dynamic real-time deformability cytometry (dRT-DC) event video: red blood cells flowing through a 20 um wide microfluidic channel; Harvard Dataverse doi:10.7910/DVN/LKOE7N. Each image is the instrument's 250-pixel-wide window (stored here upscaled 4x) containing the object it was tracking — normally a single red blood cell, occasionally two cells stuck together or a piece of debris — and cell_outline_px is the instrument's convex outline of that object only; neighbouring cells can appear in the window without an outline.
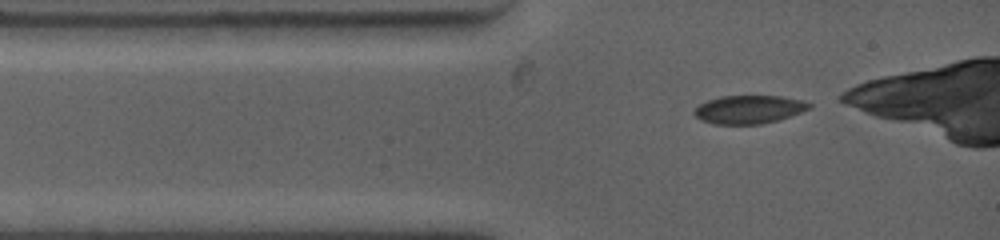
{"species": "common noctule bat (a hibernating species)", "species_latin": "Nyctalus noctula", "temperature_condition": "warm", "stored_images_in_passage": 45, "camera_frame_rate_fps": 4500, "um_per_image_px": 0.085, "animal": {"sex": "female", "body_mass_g": 19.0, "forearm_length_mm": 53.3}, "frame": {"image": 1, "passage_image": 1, "time_ms": 0.0, "image_size_px": [1000, 240], "cell_outline_px": [[812, 108], [792, 116], [760, 124], [716, 124], [700, 120], [692, 112], [700, 104], [708, 100], [720, 96], [784, 96], [804, 100], [812, 104]], "centroid_in_image_um": [63.7, 9.29], "position_along_channel_um": 21.3, "area_um2": 19.07}}
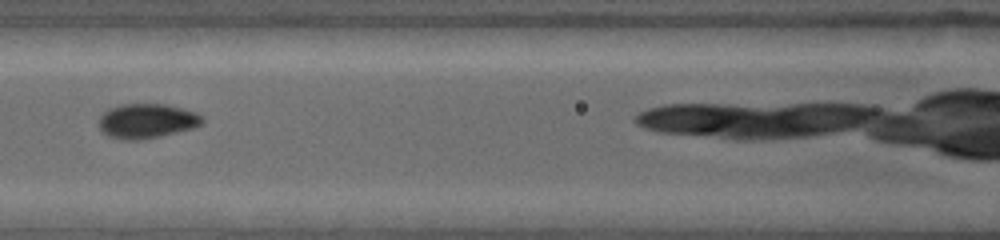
{"frame": {"image": 2, "passage_image": 16, "time_ms": 3.778, "image_size_px": [1000, 240], "cell_outline_px": [[204, 120], [200, 124], [192, 128], [160, 136], [140, 140], [124, 140], [108, 136], [100, 128], [100, 116], [108, 108], [120, 104], [164, 104], [184, 108], [196, 112], [204, 116]], "centroid_in_image_um": [12.49, 10.27], "position_along_channel_um": 154.1, "area_um2": 20.87}}
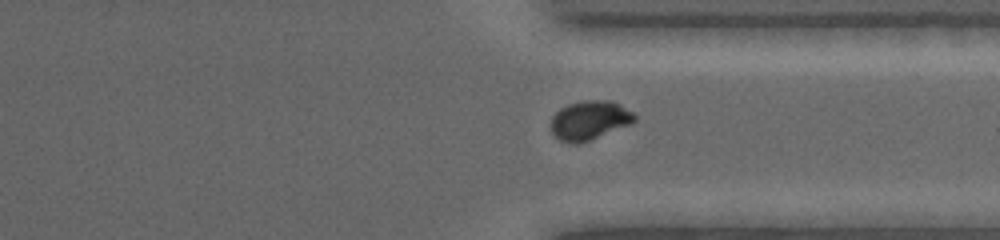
{"frame": {"image": 3, "passage_image": 35, "time_ms": 9.111, "image_size_px": [1000, 240], "cell_outline_px": [[636, 120], [632, 124], [580, 144], [572, 144], [560, 140], [552, 132], [552, 116], [560, 108], [568, 104], [584, 100], [608, 100], [620, 104], [632, 112], [636, 116]], "centroid_in_image_um": [50.13, 10.23], "position_along_channel_um": 361.3, "area_um2": 19.13}, "authors_computed_cell_mechanics": {"area_um2": 19.7676, "velocity_mm_per_s": 3.8847, "shape_relaxation_time_tau1_ms": 6.5601, "shape_relaxation_time_tau2_ms": null, "deformation_change_tau1": 0.1741, "deformation_change_tau2": null}}